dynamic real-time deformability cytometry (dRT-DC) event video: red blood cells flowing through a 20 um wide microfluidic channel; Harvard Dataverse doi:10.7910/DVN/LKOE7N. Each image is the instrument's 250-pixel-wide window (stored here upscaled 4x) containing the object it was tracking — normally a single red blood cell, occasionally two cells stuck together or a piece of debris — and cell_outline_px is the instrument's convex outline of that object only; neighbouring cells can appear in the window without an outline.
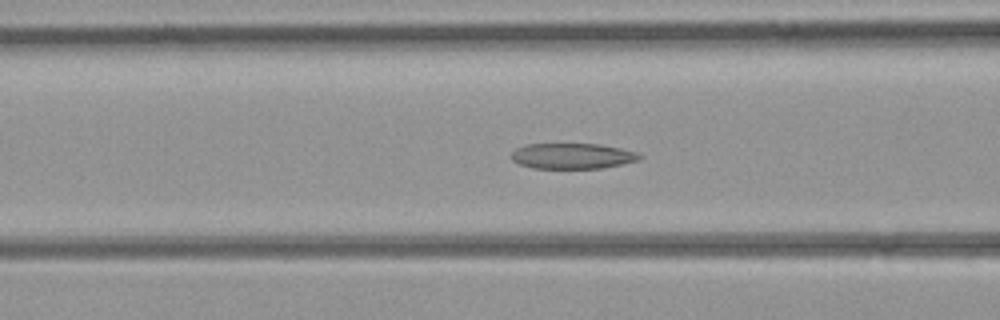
{"species": "common noctule bat (a hibernating species)", "species_latin": "Nyctalus noctula", "temperature_condition": "room temperature", "stored_images_in_passage": 43, "camera_frame_rate_fps": 3000, "um_per_image_px": 0.085, "animal": {"sex": "female", "body_mass_g": 21.9}, "frame": {"image": 1, "passage_image": 16, "time_ms": 5.0, "image_size_px": [1000, 320], "cell_outline_px": [[644, 156], [640, 160], [600, 168], [532, 168], [520, 164], [512, 160], [512, 152], [516, 148], [524, 144], [600, 144], [620, 148], [636, 152]], "centroid_in_image_um": [48.65, 13.25], "position_along_channel_um": 117.9, "area_um2": 19.07}}
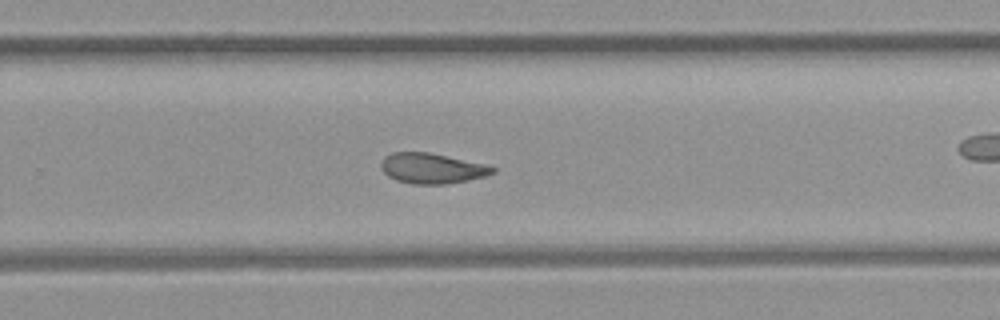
{"frame": {"image": 2, "passage_image": 27, "time_ms": 8.667, "image_size_px": [1000, 320], "cell_outline_px": [[496, 172], [484, 176], [468, 180], [448, 184], [412, 184], [396, 180], [388, 176], [380, 168], [380, 164], [384, 156], [392, 152], [428, 152], [484, 164], [496, 168]], "centroid_in_image_um": [36.68, 14.31], "position_along_channel_um": 293.1, "area_um2": 19.71}}
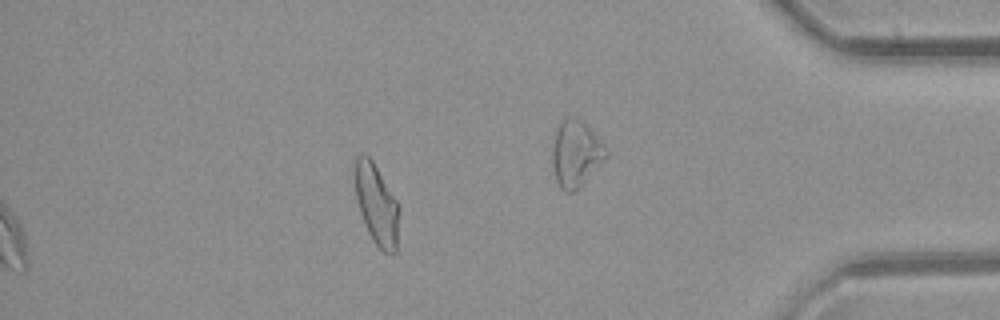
{"frame": {"image": 3, "passage_image": 37, "time_ms": 12.0, "image_size_px": [1000, 320], "cell_outline_px": [[400, 208], [396, 252], [392, 256], [384, 252], [372, 240], [364, 224], [356, 200], [356, 156], [368, 156], [372, 160], [396, 200]], "centroid_in_image_um": [32.04, 17.47], "position_along_channel_um": 403.2, "area_um2": 20.46}}